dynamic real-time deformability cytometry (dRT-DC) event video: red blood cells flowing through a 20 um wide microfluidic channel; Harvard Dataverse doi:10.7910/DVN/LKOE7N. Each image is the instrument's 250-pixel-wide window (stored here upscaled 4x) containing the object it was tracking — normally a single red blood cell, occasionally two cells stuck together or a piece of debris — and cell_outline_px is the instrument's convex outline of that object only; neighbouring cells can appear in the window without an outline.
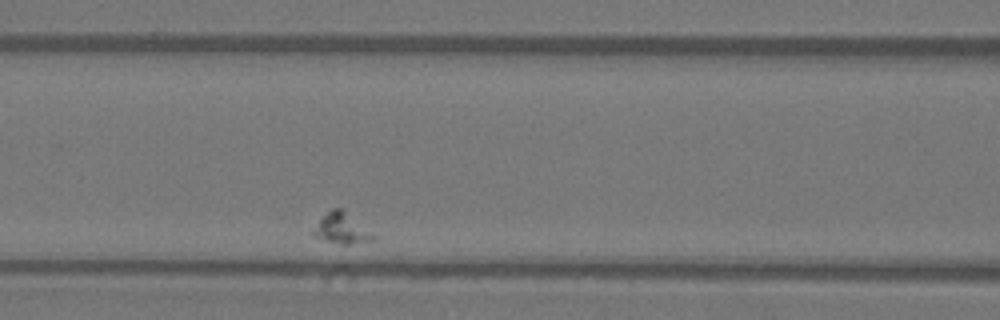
{"species": "Egyptian fruit bat (a non-hibernating species)", "species_latin": "Rousettus aegyptiacus", "temperature_condition": "warm", "stored_images_in_passage": 32, "camera_frame_rate_fps": 3000, "um_per_image_px": 0.085, "animal": {"sex": "female"}, "frame": {"image": 1, "passage_image": 8, "time_ms": 2.333, "image_size_px": [1000, 320], "cell_outline_px": [[376, 236], [372, 240], [348, 244], [340, 244], [312, 236], [312, 232], [320, 220], [332, 208], [340, 208]], "centroid_in_image_um": [29.02, 19.44], "position_along_channel_um": 137.6, "area_um2": 10.12}}
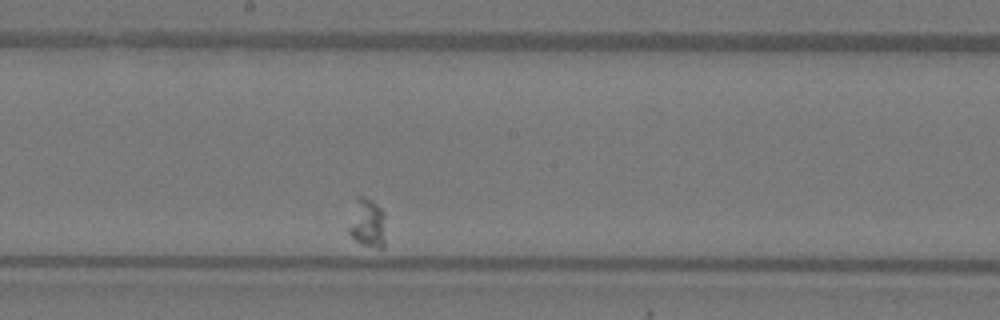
{"frame": {"image": 2, "passage_image": 16, "time_ms": 5.0, "image_size_px": [1000, 320], "cell_outline_px": [[384, 248], [380, 248], [360, 244], [348, 232], [348, 228], [356, 196], [364, 196], [372, 200], [384, 212]], "centroid_in_image_um": [31.22, 18.95], "position_along_channel_um": 217.0, "area_um2": 10.46}}
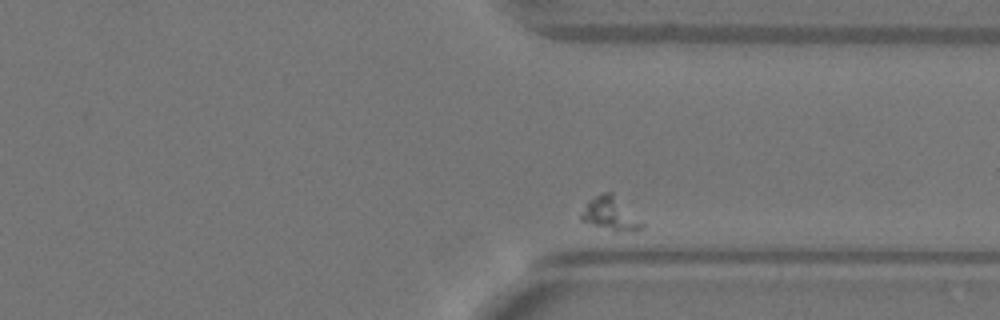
{"frame": {"image": 3, "passage_image": 30, "time_ms": 9.667, "image_size_px": [1000, 320], "cell_outline_px": [[644, 228], [616, 232], [612, 232], [580, 220], [580, 212], [588, 200], [604, 192], [612, 192], [644, 224]], "centroid_in_image_um": [51.83, 18.19], "position_along_channel_um": 359.6, "area_um2": 11.73}}